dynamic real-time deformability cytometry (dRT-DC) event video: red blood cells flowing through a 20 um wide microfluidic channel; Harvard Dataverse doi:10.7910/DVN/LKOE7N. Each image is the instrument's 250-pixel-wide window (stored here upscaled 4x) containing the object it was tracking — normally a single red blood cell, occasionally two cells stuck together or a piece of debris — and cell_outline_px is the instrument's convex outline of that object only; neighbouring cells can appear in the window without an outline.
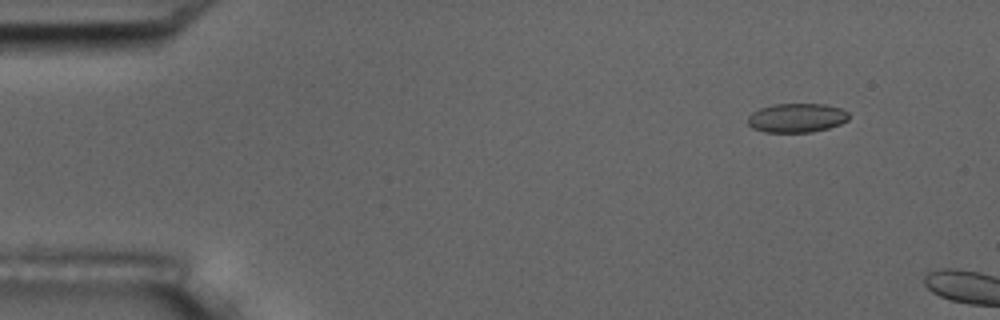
{"species": "common noctule bat (a hibernating species)", "species_latin": "Nyctalus noctula", "temperature_condition": "room temperature", "stored_images_in_passage": 3, "camera_frame_rate_fps": 3000, "um_per_image_px": 0.085, "animal": {"sex": "male", "body_mass_g": 17.5, "forearm_length_mm": 52.3}, "frame": {"image": 1, "passage_image": 2, "time_ms": 1.0, "image_size_px": [1000, 320], "cell_outline_px": [[848, 120], [840, 124], [828, 128], [812, 132], [764, 132], [752, 128], [748, 124], [748, 116], [752, 112], [760, 108], [772, 104], [824, 104], [840, 108], [848, 112]], "centroid_in_image_um": [67.7, 10.02], "position_along_channel_um": 17.3, "area_um2": 17.17}}